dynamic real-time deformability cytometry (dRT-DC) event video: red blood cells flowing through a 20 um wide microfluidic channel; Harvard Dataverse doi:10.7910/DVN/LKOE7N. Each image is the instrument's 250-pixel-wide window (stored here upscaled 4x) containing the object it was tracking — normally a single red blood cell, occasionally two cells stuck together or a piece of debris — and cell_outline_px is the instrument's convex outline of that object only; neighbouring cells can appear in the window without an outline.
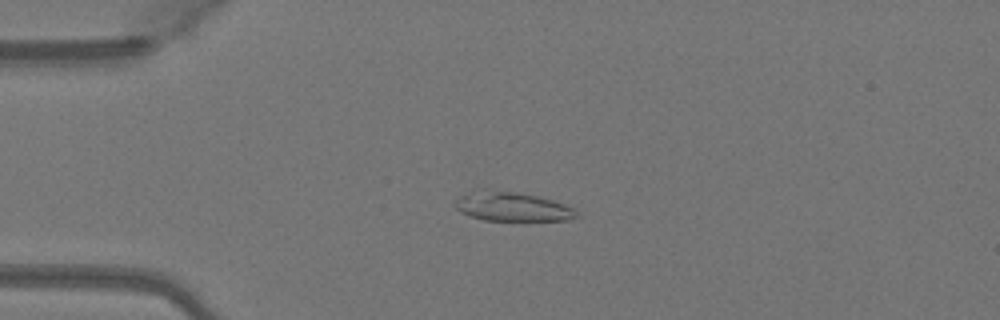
{"species": "Egyptian fruit bat (a non-hibernating species)", "species_latin": "Rousettus aegyptiacus", "temperature_condition": "warm", "stored_images_in_passage": 48, "camera_frame_rate_fps": 3000, "um_per_image_px": 0.085, "animal": {"sex": "female"}, "frame": {"image": 1, "passage_image": 11, "time_ms": 3.333, "image_size_px": [1000, 320], "cell_outline_px": [[580, 216], [568, 220], [484, 220], [468, 216], [460, 212], [452, 204], [452, 200], [476, 188], [484, 188], [512, 192], [536, 196], [552, 200], [564, 204], [572, 208]], "centroid_in_image_um": [43.42, 17.55], "position_along_channel_um": 41.6, "area_um2": 20.87}}
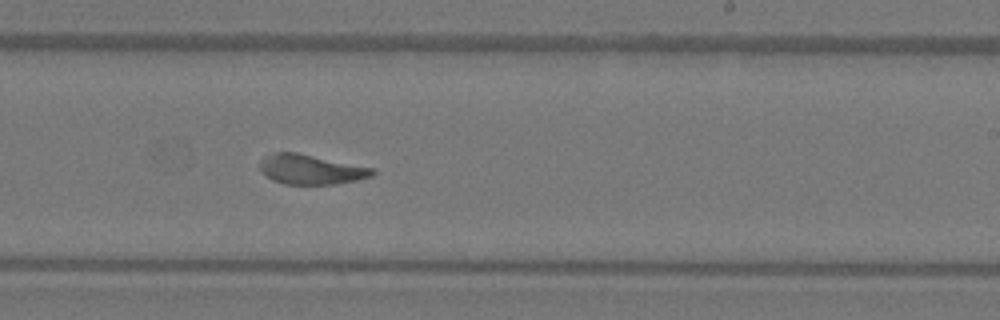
{"frame": {"image": 2, "passage_image": 29, "time_ms": 9.333, "image_size_px": [1000, 320], "cell_outline_px": [[376, 172], [372, 176], [356, 180], [332, 184], [284, 184], [272, 180], [260, 168], [260, 160], [264, 156], [276, 152], [296, 152], [372, 168]], "centroid_in_image_um": [26.4, 14.4], "position_along_channel_um": 262.6, "area_um2": 19.19}}
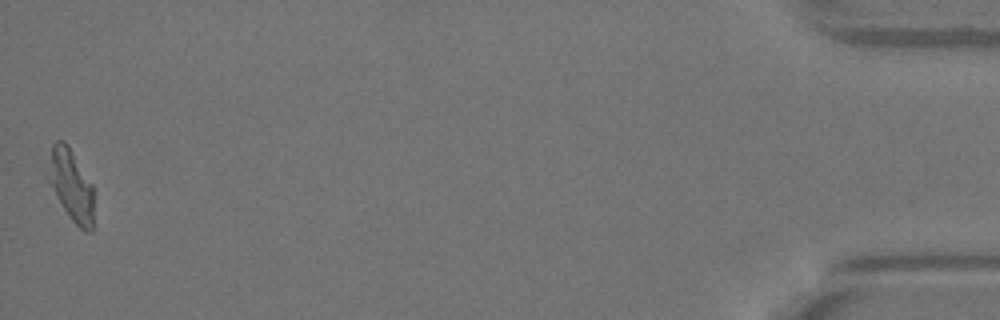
{"frame": {"image": 3, "passage_image": 48, "time_ms": 15.667, "image_size_px": [1000, 320], "cell_outline_px": [[92, 232], [84, 232], [72, 220], [56, 196], [44, 176], [44, 168], [52, 144], [56, 140], [64, 140], [68, 144], [92, 184]], "centroid_in_image_um": [5.96, 15.66], "position_along_channel_um": 429.2, "area_um2": 19.42}, "authors_computed_cell_mechanics": {"area_um2": 20.3167, "velocity_mm_per_s": 4.112, "shape_relaxation_time_tau1_ms": 9.5305, "shape_relaxation_time_tau2_ms": null, "deformation_change_tau1": 0.2175, "deformation_change_tau2": null}}